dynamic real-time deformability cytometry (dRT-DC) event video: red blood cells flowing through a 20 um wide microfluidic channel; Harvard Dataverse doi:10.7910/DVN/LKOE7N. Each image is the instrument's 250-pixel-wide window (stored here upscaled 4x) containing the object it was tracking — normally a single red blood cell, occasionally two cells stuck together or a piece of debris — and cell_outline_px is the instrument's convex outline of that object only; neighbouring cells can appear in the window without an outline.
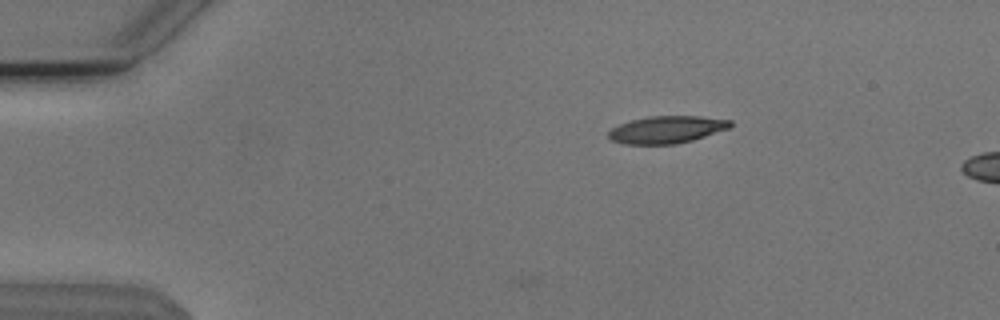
{"species": "Egyptian fruit bat (a non-hibernating species)", "species_latin": "Rousettus aegyptiacus", "temperature_condition": "cold", "stored_images_in_passage": 5, "camera_frame_rate_fps": 3000, "um_per_image_px": 0.085, "animal": {"sex": "male"}, "frame": {"image": 1, "passage_image": 1, "time_ms": 0.0, "image_size_px": [1000, 320], "cell_outline_px": [[732, 124], [728, 128], [692, 140], [676, 144], [624, 144], [612, 140], [608, 136], [608, 132], [612, 128], [620, 124], [632, 120], [648, 116], [700, 116], [732, 120]], "centroid_in_image_um": [56.66, 11.01], "position_along_channel_um": 28.3, "area_um2": 19.19}}